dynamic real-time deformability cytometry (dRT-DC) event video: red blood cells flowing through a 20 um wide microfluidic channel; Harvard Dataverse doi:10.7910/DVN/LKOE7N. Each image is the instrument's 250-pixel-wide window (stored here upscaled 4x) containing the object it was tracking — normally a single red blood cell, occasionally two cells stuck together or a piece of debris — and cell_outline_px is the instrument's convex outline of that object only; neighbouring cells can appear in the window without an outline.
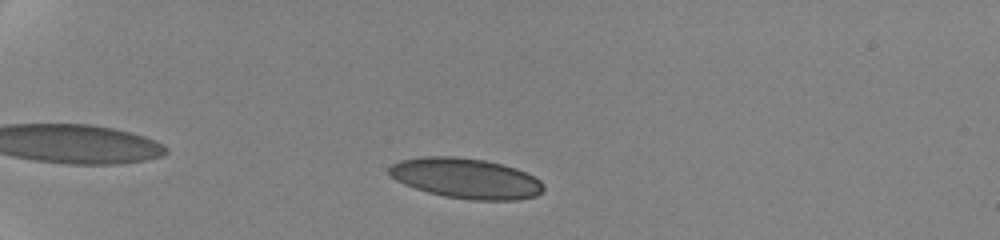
{"species": "human", "species_latin": "Homo sapiens", "temperature_condition": "cold", "stored_images_in_passage": 9, "camera_frame_rate_fps": 3000, "um_per_image_px": 0.085, "donor": {"sex": "female"}, "frame": {"image": 1, "passage_image": 4, "time_ms": 1.667, "image_size_px": [1000, 240], "cell_outline_px": [[544, 188], [536, 196], [516, 200], [472, 200], [444, 196], [428, 192], [404, 184], [396, 180], [388, 172], [388, 168], [392, 164], [400, 160], [428, 156], [456, 156], [484, 160], [516, 168], [540, 180], [544, 184]], "centroid_in_image_um": [39.6, 15.16], "position_along_channel_um": 45.4, "area_um2": 36.07}}
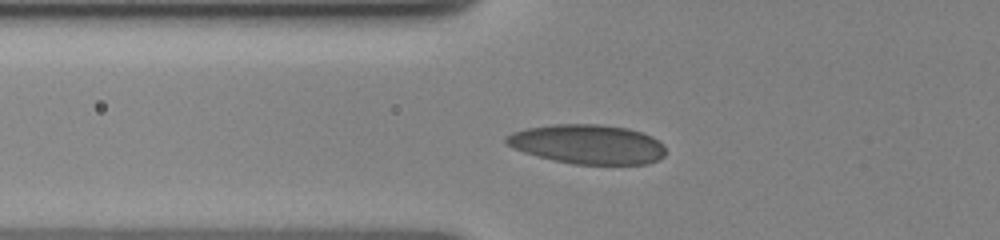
{"frame": {"image": 2, "passage_image": 8, "time_ms": 4.0, "image_size_px": [1000, 240], "cell_outline_px": [[664, 156], [648, 164], [572, 164], [552, 160], [536, 156], [512, 148], [504, 140], [504, 136], [512, 132], [528, 128], [552, 124], [600, 124], [628, 128], [652, 136], [664, 144]], "centroid_in_image_um": [49.93, 12.26], "position_along_channel_um": 75.9, "area_um2": 36.76}}